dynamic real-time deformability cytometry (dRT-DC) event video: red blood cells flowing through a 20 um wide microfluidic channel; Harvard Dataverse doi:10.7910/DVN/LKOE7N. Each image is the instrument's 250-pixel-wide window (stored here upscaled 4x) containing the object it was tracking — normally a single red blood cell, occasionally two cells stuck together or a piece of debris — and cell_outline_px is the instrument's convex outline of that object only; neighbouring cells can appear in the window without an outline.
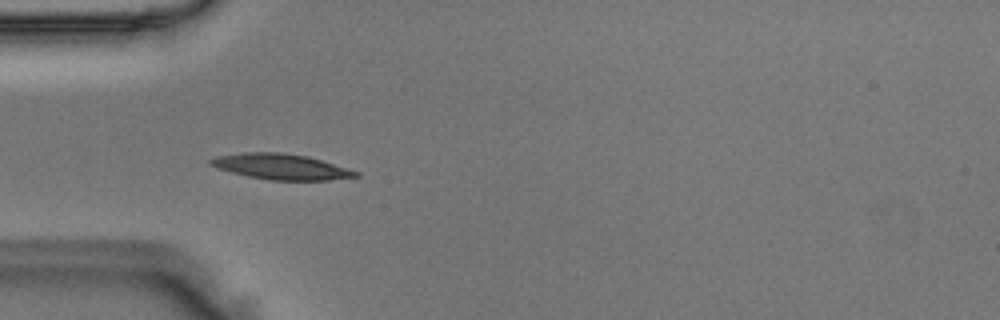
{"species": "Egyptian fruit bat (a non-hibernating species)", "species_latin": "Rousettus aegyptiacus", "temperature_condition": "room temperature", "stored_images_in_passage": 51, "camera_frame_rate_fps": 3000, "um_per_image_px": 0.085, "animal": {"sex": "male"}, "frame": {"image": 1, "passage_image": 15, "time_ms": 4.667, "image_size_px": [1000, 320], "cell_outline_px": [[360, 176], [328, 180], [272, 180], [248, 176], [216, 168], [208, 164], [208, 160], [216, 156], [244, 152], [280, 152], [308, 156], [360, 172]], "centroid_in_image_um": [23.87, 14.16], "position_along_channel_um": 61.1, "area_um2": 21.62}}
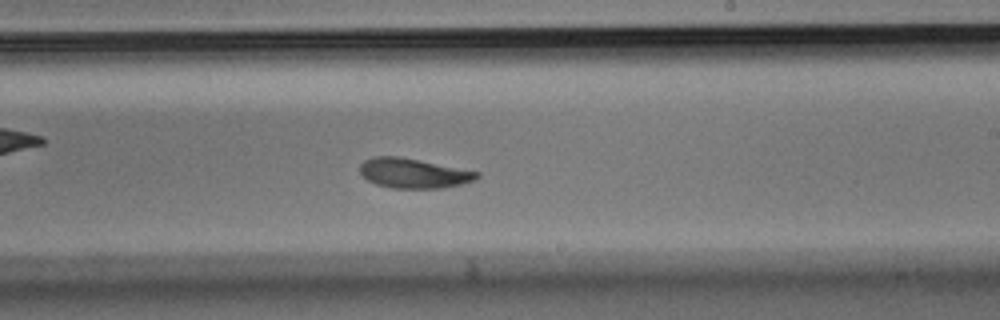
{"frame": {"image": 2, "passage_image": 30, "time_ms": 9.667, "image_size_px": [1000, 320], "cell_outline_px": [[480, 176], [476, 180], [444, 188], [392, 188], [376, 184], [368, 180], [360, 172], [360, 164], [364, 160], [372, 156], [396, 156], [480, 172]], "centroid_in_image_um": [35.14, 14.73], "position_along_channel_um": 253.9, "area_um2": 20.11}}
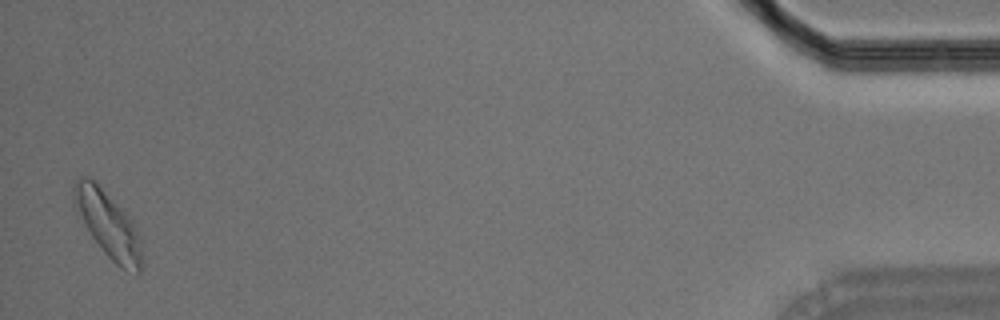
{"frame": {"image": 3, "passage_image": 50, "time_ms": 16.333, "image_size_px": [1000, 320], "cell_outline_px": [[144, 264], [140, 272], [136, 272], [120, 268], [104, 252], [76, 216], [72, 204], [72, 188], [76, 180], [80, 176], [88, 176], [132, 220], [140, 236]], "centroid_in_image_um": [9.15, 19.1], "position_along_channel_um": 426.0, "area_um2": 26.3}}